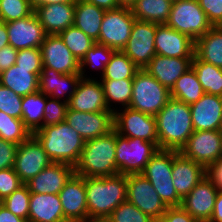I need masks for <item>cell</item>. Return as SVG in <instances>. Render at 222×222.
<instances>
[{"mask_svg":"<svg viewBox=\"0 0 222 222\" xmlns=\"http://www.w3.org/2000/svg\"><path fill=\"white\" fill-rule=\"evenodd\" d=\"M158 147L180 151L194 132L190 105L170 98L155 116Z\"/></svg>","mask_w":222,"mask_h":222,"instance_id":"cell-1","label":"cell"},{"mask_svg":"<svg viewBox=\"0 0 222 222\" xmlns=\"http://www.w3.org/2000/svg\"><path fill=\"white\" fill-rule=\"evenodd\" d=\"M89 219L105 220L121 203L127 201L126 175L85 177Z\"/></svg>","mask_w":222,"mask_h":222,"instance_id":"cell-2","label":"cell"},{"mask_svg":"<svg viewBox=\"0 0 222 222\" xmlns=\"http://www.w3.org/2000/svg\"><path fill=\"white\" fill-rule=\"evenodd\" d=\"M42 145L52 162L75 166L85 146V140L66 121L42 127L32 134Z\"/></svg>","mask_w":222,"mask_h":222,"instance_id":"cell-3","label":"cell"},{"mask_svg":"<svg viewBox=\"0 0 222 222\" xmlns=\"http://www.w3.org/2000/svg\"><path fill=\"white\" fill-rule=\"evenodd\" d=\"M116 131L85 141L75 174L80 177H109L118 173L115 159Z\"/></svg>","mask_w":222,"mask_h":222,"instance_id":"cell-4","label":"cell"},{"mask_svg":"<svg viewBox=\"0 0 222 222\" xmlns=\"http://www.w3.org/2000/svg\"><path fill=\"white\" fill-rule=\"evenodd\" d=\"M159 150L158 142L127 138L116 132V167L119 174L142 173L150 158Z\"/></svg>","mask_w":222,"mask_h":222,"instance_id":"cell-5","label":"cell"},{"mask_svg":"<svg viewBox=\"0 0 222 222\" xmlns=\"http://www.w3.org/2000/svg\"><path fill=\"white\" fill-rule=\"evenodd\" d=\"M170 90L146 70L139 69L133 78L129 107L156 116L170 99Z\"/></svg>","mask_w":222,"mask_h":222,"instance_id":"cell-6","label":"cell"},{"mask_svg":"<svg viewBox=\"0 0 222 222\" xmlns=\"http://www.w3.org/2000/svg\"><path fill=\"white\" fill-rule=\"evenodd\" d=\"M172 166L173 150L159 149L141 173L149 180L168 207L180 206L182 202L172 182Z\"/></svg>","mask_w":222,"mask_h":222,"instance_id":"cell-7","label":"cell"},{"mask_svg":"<svg viewBox=\"0 0 222 222\" xmlns=\"http://www.w3.org/2000/svg\"><path fill=\"white\" fill-rule=\"evenodd\" d=\"M165 24L194 41L213 27L197 0L173 1L168 21Z\"/></svg>","mask_w":222,"mask_h":222,"instance_id":"cell-8","label":"cell"},{"mask_svg":"<svg viewBox=\"0 0 222 222\" xmlns=\"http://www.w3.org/2000/svg\"><path fill=\"white\" fill-rule=\"evenodd\" d=\"M127 201L158 222L168 206L158 195L149 180L139 174L126 175Z\"/></svg>","mask_w":222,"mask_h":222,"instance_id":"cell-9","label":"cell"},{"mask_svg":"<svg viewBox=\"0 0 222 222\" xmlns=\"http://www.w3.org/2000/svg\"><path fill=\"white\" fill-rule=\"evenodd\" d=\"M135 20L130 8L120 7L105 11L99 39L96 42L122 51L130 38Z\"/></svg>","mask_w":222,"mask_h":222,"instance_id":"cell-10","label":"cell"},{"mask_svg":"<svg viewBox=\"0 0 222 222\" xmlns=\"http://www.w3.org/2000/svg\"><path fill=\"white\" fill-rule=\"evenodd\" d=\"M158 23L135 20L130 38L122 52L132 60L139 69L145 66L156 55L155 33Z\"/></svg>","mask_w":222,"mask_h":222,"instance_id":"cell-11","label":"cell"},{"mask_svg":"<svg viewBox=\"0 0 222 222\" xmlns=\"http://www.w3.org/2000/svg\"><path fill=\"white\" fill-rule=\"evenodd\" d=\"M118 111H114V130L118 134L127 138L158 142L155 116L130 107Z\"/></svg>","mask_w":222,"mask_h":222,"instance_id":"cell-12","label":"cell"},{"mask_svg":"<svg viewBox=\"0 0 222 222\" xmlns=\"http://www.w3.org/2000/svg\"><path fill=\"white\" fill-rule=\"evenodd\" d=\"M221 146L222 130L194 131L179 152L207 168L219 159Z\"/></svg>","mask_w":222,"mask_h":222,"instance_id":"cell-13","label":"cell"},{"mask_svg":"<svg viewBox=\"0 0 222 222\" xmlns=\"http://www.w3.org/2000/svg\"><path fill=\"white\" fill-rule=\"evenodd\" d=\"M65 121L88 141L114 130V111L80 112L68 107Z\"/></svg>","mask_w":222,"mask_h":222,"instance_id":"cell-14","label":"cell"},{"mask_svg":"<svg viewBox=\"0 0 222 222\" xmlns=\"http://www.w3.org/2000/svg\"><path fill=\"white\" fill-rule=\"evenodd\" d=\"M51 163L52 161L47 156L42 145L31 135L26 141L18 145L13 168L20 180L25 184Z\"/></svg>","mask_w":222,"mask_h":222,"instance_id":"cell-15","label":"cell"},{"mask_svg":"<svg viewBox=\"0 0 222 222\" xmlns=\"http://www.w3.org/2000/svg\"><path fill=\"white\" fill-rule=\"evenodd\" d=\"M40 50L43 67L61 74H80V62L59 35H46Z\"/></svg>","mask_w":222,"mask_h":222,"instance_id":"cell-16","label":"cell"},{"mask_svg":"<svg viewBox=\"0 0 222 222\" xmlns=\"http://www.w3.org/2000/svg\"><path fill=\"white\" fill-rule=\"evenodd\" d=\"M218 192L212 181L204 176L182 199L180 206L198 222H209Z\"/></svg>","mask_w":222,"mask_h":222,"instance_id":"cell-17","label":"cell"},{"mask_svg":"<svg viewBox=\"0 0 222 222\" xmlns=\"http://www.w3.org/2000/svg\"><path fill=\"white\" fill-rule=\"evenodd\" d=\"M64 217L68 222L88 220L85 177L74 174L58 194Z\"/></svg>","mask_w":222,"mask_h":222,"instance_id":"cell-18","label":"cell"},{"mask_svg":"<svg viewBox=\"0 0 222 222\" xmlns=\"http://www.w3.org/2000/svg\"><path fill=\"white\" fill-rule=\"evenodd\" d=\"M9 44L16 50L40 48L46 33L34 11L27 17L6 23Z\"/></svg>","mask_w":222,"mask_h":222,"instance_id":"cell-19","label":"cell"},{"mask_svg":"<svg viewBox=\"0 0 222 222\" xmlns=\"http://www.w3.org/2000/svg\"><path fill=\"white\" fill-rule=\"evenodd\" d=\"M195 41L166 24H159L155 33L157 55L170 58H193Z\"/></svg>","mask_w":222,"mask_h":222,"instance_id":"cell-20","label":"cell"},{"mask_svg":"<svg viewBox=\"0 0 222 222\" xmlns=\"http://www.w3.org/2000/svg\"><path fill=\"white\" fill-rule=\"evenodd\" d=\"M172 182L178 196L183 199L206 176V168L198 162L173 150Z\"/></svg>","mask_w":222,"mask_h":222,"instance_id":"cell-21","label":"cell"},{"mask_svg":"<svg viewBox=\"0 0 222 222\" xmlns=\"http://www.w3.org/2000/svg\"><path fill=\"white\" fill-rule=\"evenodd\" d=\"M74 174V166L66 163L52 162L25 184L31 193L59 194Z\"/></svg>","mask_w":222,"mask_h":222,"instance_id":"cell-22","label":"cell"},{"mask_svg":"<svg viewBox=\"0 0 222 222\" xmlns=\"http://www.w3.org/2000/svg\"><path fill=\"white\" fill-rule=\"evenodd\" d=\"M76 2L33 6L46 35H59L74 25Z\"/></svg>","mask_w":222,"mask_h":222,"instance_id":"cell-23","label":"cell"},{"mask_svg":"<svg viewBox=\"0 0 222 222\" xmlns=\"http://www.w3.org/2000/svg\"><path fill=\"white\" fill-rule=\"evenodd\" d=\"M68 107L80 112L110 111L105 101L101 81L85 78L80 80L75 93L71 96Z\"/></svg>","mask_w":222,"mask_h":222,"instance_id":"cell-24","label":"cell"},{"mask_svg":"<svg viewBox=\"0 0 222 222\" xmlns=\"http://www.w3.org/2000/svg\"><path fill=\"white\" fill-rule=\"evenodd\" d=\"M194 131L222 130V97L205 93L190 105Z\"/></svg>","mask_w":222,"mask_h":222,"instance_id":"cell-25","label":"cell"},{"mask_svg":"<svg viewBox=\"0 0 222 222\" xmlns=\"http://www.w3.org/2000/svg\"><path fill=\"white\" fill-rule=\"evenodd\" d=\"M191 64L192 58H170L156 54L144 70L171 90L180 76L191 68Z\"/></svg>","mask_w":222,"mask_h":222,"instance_id":"cell-26","label":"cell"},{"mask_svg":"<svg viewBox=\"0 0 222 222\" xmlns=\"http://www.w3.org/2000/svg\"><path fill=\"white\" fill-rule=\"evenodd\" d=\"M80 80L81 74H61L52 68L42 67L39 74V92L54 99H61L65 95L68 103ZM68 88H71L70 91Z\"/></svg>","mask_w":222,"mask_h":222,"instance_id":"cell-27","label":"cell"},{"mask_svg":"<svg viewBox=\"0 0 222 222\" xmlns=\"http://www.w3.org/2000/svg\"><path fill=\"white\" fill-rule=\"evenodd\" d=\"M28 222H68L58 194L31 193Z\"/></svg>","mask_w":222,"mask_h":222,"instance_id":"cell-28","label":"cell"},{"mask_svg":"<svg viewBox=\"0 0 222 222\" xmlns=\"http://www.w3.org/2000/svg\"><path fill=\"white\" fill-rule=\"evenodd\" d=\"M0 84L22 97L39 91V77L15 64L0 73Z\"/></svg>","mask_w":222,"mask_h":222,"instance_id":"cell-29","label":"cell"},{"mask_svg":"<svg viewBox=\"0 0 222 222\" xmlns=\"http://www.w3.org/2000/svg\"><path fill=\"white\" fill-rule=\"evenodd\" d=\"M104 14V9L84 0H76L74 25L94 41H97Z\"/></svg>","mask_w":222,"mask_h":222,"instance_id":"cell-30","label":"cell"},{"mask_svg":"<svg viewBox=\"0 0 222 222\" xmlns=\"http://www.w3.org/2000/svg\"><path fill=\"white\" fill-rule=\"evenodd\" d=\"M194 55L222 69V26H213L195 41Z\"/></svg>","mask_w":222,"mask_h":222,"instance_id":"cell-31","label":"cell"},{"mask_svg":"<svg viewBox=\"0 0 222 222\" xmlns=\"http://www.w3.org/2000/svg\"><path fill=\"white\" fill-rule=\"evenodd\" d=\"M172 4L171 0H137L131 7V12L137 20L165 24Z\"/></svg>","mask_w":222,"mask_h":222,"instance_id":"cell-32","label":"cell"},{"mask_svg":"<svg viewBox=\"0 0 222 222\" xmlns=\"http://www.w3.org/2000/svg\"><path fill=\"white\" fill-rule=\"evenodd\" d=\"M46 105V95L36 92L23 96L22 99V121L24 126L33 134L43 127V115ZM42 121V122H41Z\"/></svg>","mask_w":222,"mask_h":222,"instance_id":"cell-33","label":"cell"},{"mask_svg":"<svg viewBox=\"0 0 222 222\" xmlns=\"http://www.w3.org/2000/svg\"><path fill=\"white\" fill-rule=\"evenodd\" d=\"M204 94L205 92L192 67L180 76L170 90L171 98L189 105L197 102Z\"/></svg>","mask_w":222,"mask_h":222,"instance_id":"cell-34","label":"cell"},{"mask_svg":"<svg viewBox=\"0 0 222 222\" xmlns=\"http://www.w3.org/2000/svg\"><path fill=\"white\" fill-rule=\"evenodd\" d=\"M191 67L205 93L222 97V69L198 59L192 58Z\"/></svg>","mask_w":222,"mask_h":222,"instance_id":"cell-35","label":"cell"},{"mask_svg":"<svg viewBox=\"0 0 222 222\" xmlns=\"http://www.w3.org/2000/svg\"><path fill=\"white\" fill-rule=\"evenodd\" d=\"M101 81L104 89L105 101L110 111H115L114 107L111 109L112 102L120 103L123 108L129 107L132 98L133 79Z\"/></svg>","mask_w":222,"mask_h":222,"instance_id":"cell-36","label":"cell"},{"mask_svg":"<svg viewBox=\"0 0 222 222\" xmlns=\"http://www.w3.org/2000/svg\"><path fill=\"white\" fill-rule=\"evenodd\" d=\"M139 70L137 65L130 60L122 51H115L106 65L102 80L133 79Z\"/></svg>","mask_w":222,"mask_h":222,"instance_id":"cell-37","label":"cell"},{"mask_svg":"<svg viewBox=\"0 0 222 222\" xmlns=\"http://www.w3.org/2000/svg\"><path fill=\"white\" fill-rule=\"evenodd\" d=\"M59 36L79 62L82 60L86 52L96 43V41L87 36L75 25L63 30Z\"/></svg>","mask_w":222,"mask_h":222,"instance_id":"cell-38","label":"cell"},{"mask_svg":"<svg viewBox=\"0 0 222 222\" xmlns=\"http://www.w3.org/2000/svg\"><path fill=\"white\" fill-rule=\"evenodd\" d=\"M31 135L22 119L14 118L0 111V138L19 145Z\"/></svg>","mask_w":222,"mask_h":222,"instance_id":"cell-39","label":"cell"},{"mask_svg":"<svg viewBox=\"0 0 222 222\" xmlns=\"http://www.w3.org/2000/svg\"><path fill=\"white\" fill-rule=\"evenodd\" d=\"M115 49H112L108 46L95 43L84 55L80 61V74L81 78L85 79V66H90L93 69H101L102 74L104 73L106 65L110 62V59L115 52ZM84 70V71H83ZM84 74V75H83Z\"/></svg>","mask_w":222,"mask_h":222,"instance_id":"cell-40","label":"cell"},{"mask_svg":"<svg viewBox=\"0 0 222 222\" xmlns=\"http://www.w3.org/2000/svg\"><path fill=\"white\" fill-rule=\"evenodd\" d=\"M31 192L26 184H23L0 203L14 215L28 221Z\"/></svg>","mask_w":222,"mask_h":222,"instance_id":"cell-41","label":"cell"},{"mask_svg":"<svg viewBox=\"0 0 222 222\" xmlns=\"http://www.w3.org/2000/svg\"><path fill=\"white\" fill-rule=\"evenodd\" d=\"M34 11L29 0H0V21L11 22L29 16Z\"/></svg>","mask_w":222,"mask_h":222,"instance_id":"cell-42","label":"cell"},{"mask_svg":"<svg viewBox=\"0 0 222 222\" xmlns=\"http://www.w3.org/2000/svg\"><path fill=\"white\" fill-rule=\"evenodd\" d=\"M105 220L107 222H156L128 201L121 203Z\"/></svg>","mask_w":222,"mask_h":222,"instance_id":"cell-43","label":"cell"},{"mask_svg":"<svg viewBox=\"0 0 222 222\" xmlns=\"http://www.w3.org/2000/svg\"><path fill=\"white\" fill-rule=\"evenodd\" d=\"M48 98V99H47ZM49 96L46 95V105L44 108L43 115V127L49 125H55L65 121L68 103L63 99L60 101L59 99H50Z\"/></svg>","mask_w":222,"mask_h":222,"instance_id":"cell-44","label":"cell"},{"mask_svg":"<svg viewBox=\"0 0 222 222\" xmlns=\"http://www.w3.org/2000/svg\"><path fill=\"white\" fill-rule=\"evenodd\" d=\"M22 99L9 88L0 84V111L14 118H22Z\"/></svg>","mask_w":222,"mask_h":222,"instance_id":"cell-45","label":"cell"},{"mask_svg":"<svg viewBox=\"0 0 222 222\" xmlns=\"http://www.w3.org/2000/svg\"><path fill=\"white\" fill-rule=\"evenodd\" d=\"M15 65L24 69H30L38 77L42 72V56L40 48H26L18 50Z\"/></svg>","mask_w":222,"mask_h":222,"instance_id":"cell-46","label":"cell"},{"mask_svg":"<svg viewBox=\"0 0 222 222\" xmlns=\"http://www.w3.org/2000/svg\"><path fill=\"white\" fill-rule=\"evenodd\" d=\"M23 184L14 168L0 170V202Z\"/></svg>","mask_w":222,"mask_h":222,"instance_id":"cell-47","label":"cell"},{"mask_svg":"<svg viewBox=\"0 0 222 222\" xmlns=\"http://www.w3.org/2000/svg\"><path fill=\"white\" fill-rule=\"evenodd\" d=\"M212 26H222V0H197Z\"/></svg>","mask_w":222,"mask_h":222,"instance_id":"cell-48","label":"cell"},{"mask_svg":"<svg viewBox=\"0 0 222 222\" xmlns=\"http://www.w3.org/2000/svg\"><path fill=\"white\" fill-rule=\"evenodd\" d=\"M18 145L0 138V170L13 168Z\"/></svg>","mask_w":222,"mask_h":222,"instance_id":"cell-49","label":"cell"},{"mask_svg":"<svg viewBox=\"0 0 222 222\" xmlns=\"http://www.w3.org/2000/svg\"><path fill=\"white\" fill-rule=\"evenodd\" d=\"M158 222H198L181 206L168 207Z\"/></svg>","mask_w":222,"mask_h":222,"instance_id":"cell-50","label":"cell"},{"mask_svg":"<svg viewBox=\"0 0 222 222\" xmlns=\"http://www.w3.org/2000/svg\"><path fill=\"white\" fill-rule=\"evenodd\" d=\"M17 53L18 50L14 49L10 44L0 49V73L15 64Z\"/></svg>","mask_w":222,"mask_h":222,"instance_id":"cell-51","label":"cell"},{"mask_svg":"<svg viewBox=\"0 0 222 222\" xmlns=\"http://www.w3.org/2000/svg\"><path fill=\"white\" fill-rule=\"evenodd\" d=\"M206 176L218 191H222V160L218 159L206 168Z\"/></svg>","mask_w":222,"mask_h":222,"instance_id":"cell-52","label":"cell"},{"mask_svg":"<svg viewBox=\"0 0 222 222\" xmlns=\"http://www.w3.org/2000/svg\"><path fill=\"white\" fill-rule=\"evenodd\" d=\"M209 222H222V191H219L217 194L212 217Z\"/></svg>","mask_w":222,"mask_h":222,"instance_id":"cell-53","label":"cell"},{"mask_svg":"<svg viewBox=\"0 0 222 222\" xmlns=\"http://www.w3.org/2000/svg\"><path fill=\"white\" fill-rule=\"evenodd\" d=\"M0 222H28V221L14 215L11 211H9L4 205L0 203Z\"/></svg>","mask_w":222,"mask_h":222,"instance_id":"cell-54","label":"cell"},{"mask_svg":"<svg viewBox=\"0 0 222 222\" xmlns=\"http://www.w3.org/2000/svg\"><path fill=\"white\" fill-rule=\"evenodd\" d=\"M84 1L94 4L95 6L104 9L105 11L115 10L120 8L118 6L117 0H84Z\"/></svg>","mask_w":222,"mask_h":222,"instance_id":"cell-55","label":"cell"},{"mask_svg":"<svg viewBox=\"0 0 222 222\" xmlns=\"http://www.w3.org/2000/svg\"><path fill=\"white\" fill-rule=\"evenodd\" d=\"M9 44L6 23L0 21V49Z\"/></svg>","mask_w":222,"mask_h":222,"instance_id":"cell-56","label":"cell"},{"mask_svg":"<svg viewBox=\"0 0 222 222\" xmlns=\"http://www.w3.org/2000/svg\"><path fill=\"white\" fill-rule=\"evenodd\" d=\"M66 2H76V0H33V6L59 4V3H66Z\"/></svg>","mask_w":222,"mask_h":222,"instance_id":"cell-57","label":"cell"},{"mask_svg":"<svg viewBox=\"0 0 222 222\" xmlns=\"http://www.w3.org/2000/svg\"><path fill=\"white\" fill-rule=\"evenodd\" d=\"M137 0H117L118 6L121 8H130L135 4Z\"/></svg>","mask_w":222,"mask_h":222,"instance_id":"cell-58","label":"cell"},{"mask_svg":"<svg viewBox=\"0 0 222 222\" xmlns=\"http://www.w3.org/2000/svg\"><path fill=\"white\" fill-rule=\"evenodd\" d=\"M85 222H107L106 220H99V219H89L86 220Z\"/></svg>","mask_w":222,"mask_h":222,"instance_id":"cell-59","label":"cell"},{"mask_svg":"<svg viewBox=\"0 0 222 222\" xmlns=\"http://www.w3.org/2000/svg\"><path fill=\"white\" fill-rule=\"evenodd\" d=\"M219 159L222 160V146H221V151H220V156H219Z\"/></svg>","mask_w":222,"mask_h":222,"instance_id":"cell-60","label":"cell"}]
</instances>
